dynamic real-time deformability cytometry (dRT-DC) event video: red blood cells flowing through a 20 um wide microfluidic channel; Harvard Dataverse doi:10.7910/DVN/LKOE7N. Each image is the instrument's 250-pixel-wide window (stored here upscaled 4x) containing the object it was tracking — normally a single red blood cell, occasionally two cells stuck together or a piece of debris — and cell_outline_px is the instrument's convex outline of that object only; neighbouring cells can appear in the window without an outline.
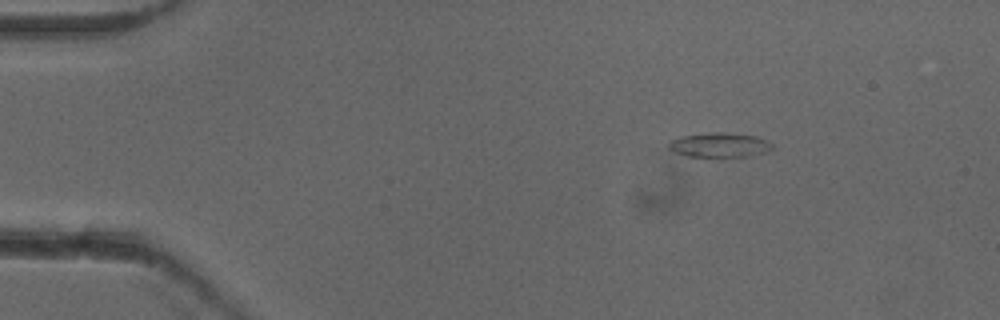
{"species": "common noctule bat (a hibernating species)", "species_latin": "Nyctalus noctula", "temperature_condition": "cold", "stored_images_in_passage": 46, "camera_frame_rate_fps": 3000, "um_per_image_px": 0.085, "animal": {"sex": "female"}, "frame": {"image": 1, "passage_image": 1, "time_ms": 0.0, "image_size_px": [1000, 320], "cell_outline_px": [[772, 148], [768, 152], [748, 156], [688, 156], [676, 152], [668, 148], [668, 140], [680, 136], [716, 132], [724, 132], [756, 136], [772, 144]], "centroid_in_image_um": [61.13, 12.31], "position_along_channel_um": 23.9, "area_um2": 14.62}}
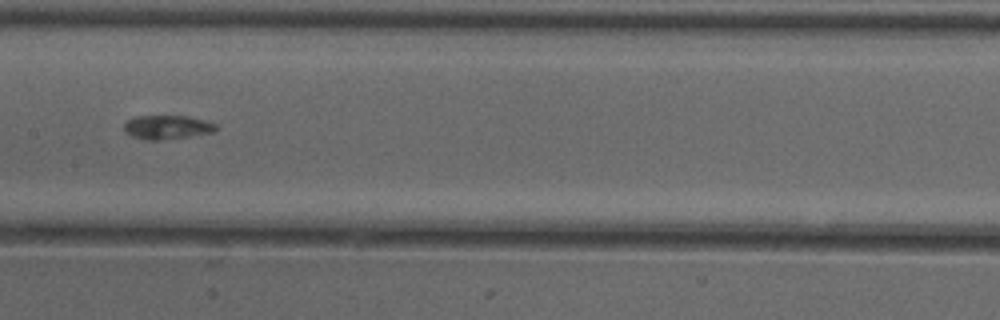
{"frame": {"image": 2, "passage_image": 20, "time_ms": 6.333, "image_size_px": [1000, 320], "cell_outline_px": [[216, 128], [212, 132], [188, 136], [160, 140], [148, 140], [132, 136], [124, 132], [124, 124], [128, 120], [136, 116], [188, 116], [204, 120], [216, 124]], "centroid_in_image_um": [14.17, 10.8], "position_along_channel_um": 193.2, "area_um2": 12.6}}
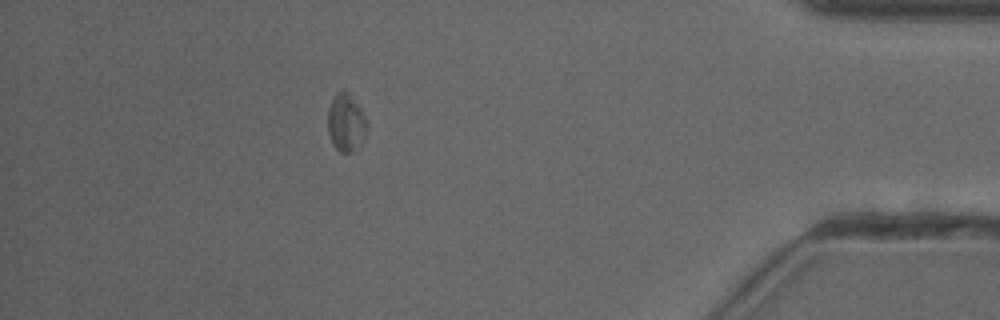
{"frame": {"image": 3, "passage_image": 40, "time_ms": 13.0, "image_size_px": [1000, 320], "cell_outline_px": [[368, 124], [364, 140], [360, 148], [352, 152], [340, 152], [332, 144], [328, 132], [328, 108], [336, 92], [340, 88], [344, 88], [348, 92], [360, 108], [368, 120]], "centroid_in_image_um": [29.43, 10.43], "position_along_channel_um": 405.8, "area_um2": 13.58}}